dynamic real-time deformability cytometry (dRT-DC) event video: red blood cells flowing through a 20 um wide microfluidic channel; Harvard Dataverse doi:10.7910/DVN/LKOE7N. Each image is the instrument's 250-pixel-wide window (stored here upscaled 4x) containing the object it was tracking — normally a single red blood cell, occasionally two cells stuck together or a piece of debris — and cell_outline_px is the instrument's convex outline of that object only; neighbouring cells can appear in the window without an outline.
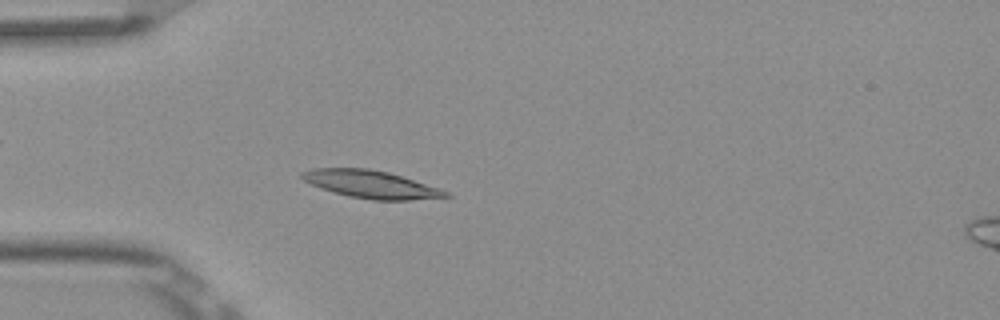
{"species": "Egyptian fruit bat (a non-hibernating species)", "species_latin": "Rousettus aegyptiacus", "temperature_condition": "room temperature", "stored_images_in_passage": 5, "camera_frame_rate_fps": 3000, "um_per_image_px": 0.085, "frame": {"image": 1, "passage_image": 5, "time_ms": 1.333, "image_size_px": [1000, 320], "cell_outline_px": [[452, 196], [408, 200], [372, 200], [348, 196], [332, 192], [320, 188], [304, 180], [300, 176], [300, 172], [312, 168], [368, 168], [388, 172], [448, 192]], "centroid_in_image_um": [31.44, 15.66], "position_along_channel_um": 53.6, "area_um2": 22.83}}